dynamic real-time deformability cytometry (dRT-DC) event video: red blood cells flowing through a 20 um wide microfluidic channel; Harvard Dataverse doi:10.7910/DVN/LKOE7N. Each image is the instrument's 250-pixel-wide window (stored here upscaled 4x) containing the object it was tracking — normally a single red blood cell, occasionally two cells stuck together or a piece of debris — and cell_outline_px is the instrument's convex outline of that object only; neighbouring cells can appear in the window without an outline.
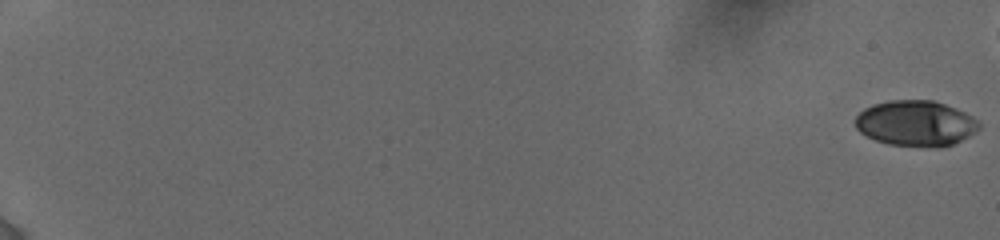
{"species": "human", "species_latin": "Homo sapiens", "temperature_condition": "cold", "stored_images_in_passage": 64, "camera_frame_rate_fps": 3000, "um_per_image_px": 0.085, "donor": {"sex": "female"}, "frame": {"image": 1, "passage_image": 1, "time_ms": 0.0, "image_size_px": [1000, 240], "cell_outline_px": [[980, 128], [976, 132], [944, 148], [924, 148], [888, 144], [876, 140], [860, 132], [856, 128], [856, 116], [864, 108], [872, 104], [888, 100], [932, 100], [956, 108], [980, 120]], "centroid_in_image_um": [77.86, 10.5], "position_along_channel_um": 7.1, "area_um2": 33.29}}
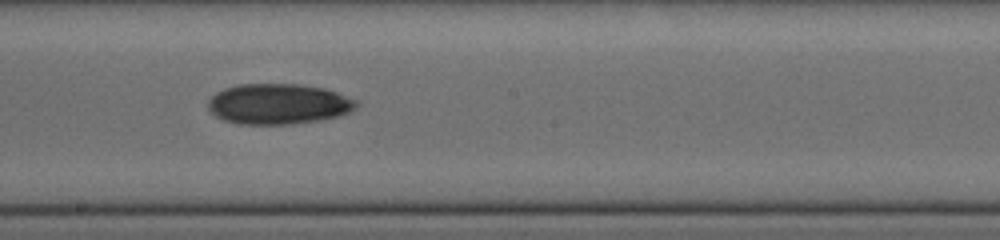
{"frame": {"image": 2, "passage_image": 40, "time_ms": 11.667, "image_size_px": [1000, 240], "cell_outline_px": [[360, 104], [356, 108], [348, 112], [336, 116], [320, 120], [288, 124], [240, 124], [224, 120], [216, 116], [208, 108], [208, 100], [216, 92], [224, 88], [236, 84], [300, 84], [324, 88], [336, 92], [356, 100]], "centroid_in_image_um": [23.65, 8.83], "position_along_channel_um": 224.6, "area_um2": 34.97}}
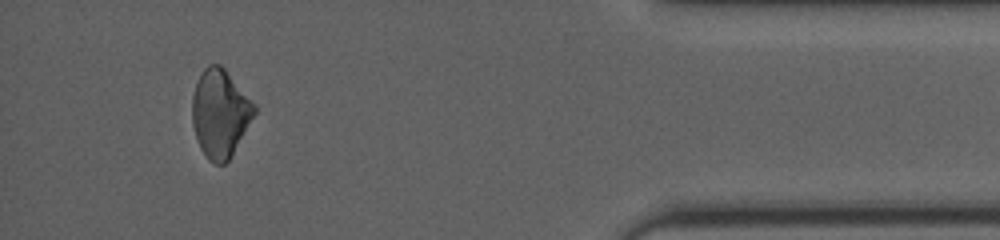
{"frame": {"image": 3, "passage_image": 61, "time_ms": 17.667, "image_size_px": [1000, 240], "cell_outline_px": [[256, 112], [228, 160], [224, 164], [216, 164], [208, 160], [200, 148], [192, 124], [192, 96], [196, 84], [204, 68], [208, 64], [220, 64], [224, 68], [256, 104]], "centroid_in_image_um": [18.7, 9.62], "position_along_channel_um": 416.5, "area_um2": 31.56}}